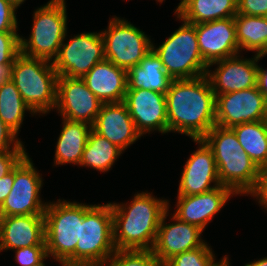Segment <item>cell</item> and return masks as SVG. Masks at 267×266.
<instances>
[{
	"mask_svg": "<svg viewBox=\"0 0 267 266\" xmlns=\"http://www.w3.org/2000/svg\"><path fill=\"white\" fill-rule=\"evenodd\" d=\"M44 223L47 255L62 266H75V247L83 224V203L61 199L47 202Z\"/></svg>",
	"mask_w": 267,
	"mask_h": 266,
	"instance_id": "cell-4",
	"label": "cell"
},
{
	"mask_svg": "<svg viewBox=\"0 0 267 266\" xmlns=\"http://www.w3.org/2000/svg\"><path fill=\"white\" fill-rule=\"evenodd\" d=\"M218 177L222 186L237 195L255 196L262 183L263 171L250 157L215 159Z\"/></svg>",
	"mask_w": 267,
	"mask_h": 266,
	"instance_id": "cell-21",
	"label": "cell"
},
{
	"mask_svg": "<svg viewBox=\"0 0 267 266\" xmlns=\"http://www.w3.org/2000/svg\"><path fill=\"white\" fill-rule=\"evenodd\" d=\"M216 96V125L232 128L243 123L267 120V97L258 87Z\"/></svg>",
	"mask_w": 267,
	"mask_h": 266,
	"instance_id": "cell-11",
	"label": "cell"
},
{
	"mask_svg": "<svg viewBox=\"0 0 267 266\" xmlns=\"http://www.w3.org/2000/svg\"><path fill=\"white\" fill-rule=\"evenodd\" d=\"M27 154L26 151L0 152V178L10 173Z\"/></svg>",
	"mask_w": 267,
	"mask_h": 266,
	"instance_id": "cell-38",
	"label": "cell"
},
{
	"mask_svg": "<svg viewBox=\"0 0 267 266\" xmlns=\"http://www.w3.org/2000/svg\"><path fill=\"white\" fill-rule=\"evenodd\" d=\"M25 111L33 113L23 101L15 83L10 79L0 87V118L18 135Z\"/></svg>",
	"mask_w": 267,
	"mask_h": 266,
	"instance_id": "cell-29",
	"label": "cell"
},
{
	"mask_svg": "<svg viewBox=\"0 0 267 266\" xmlns=\"http://www.w3.org/2000/svg\"><path fill=\"white\" fill-rule=\"evenodd\" d=\"M229 263L230 261L228 255L227 256L225 255L221 260L215 262L212 266H230Z\"/></svg>",
	"mask_w": 267,
	"mask_h": 266,
	"instance_id": "cell-44",
	"label": "cell"
},
{
	"mask_svg": "<svg viewBox=\"0 0 267 266\" xmlns=\"http://www.w3.org/2000/svg\"><path fill=\"white\" fill-rule=\"evenodd\" d=\"M199 145L184 165L178 196H191L221 185L212 149L203 139H193ZM214 184L211 186V184Z\"/></svg>",
	"mask_w": 267,
	"mask_h": 266,
	"instance_id": "cell-16",
	"label": "cell"
},
{
	"mask_svg": "<svg viewBox=\"0 0 267 266\" xmlns=\"http://www.w3.org/2000/svg\"><path fill=\"white\" fill-rule=\"evenodd\" d=\"M17 134L0 118V152L26 151Z\"/></svg>",
	"mask_w": 267,
	"mask_h": 266,
	"instance_id": "cell-35",
	"label": "cell"
},
{
	"mask_svg": "<svg viewBox=\"0 0 267 266\" xmlns=\"http://www.w3.org/2000/svg\"><path fill=\"white\" fill-rule=\"evenodd\" d=\"M156 1L162 3L164 0H156Z\"/></svg>",
	"mask_w": 267,
	"mask_h": 266,
	"instance_id": "cell-47",
	"label": "cell"
},
{
	"mask_svg": "<svg viewBox=\"0 0 267 266\" xmlns=\"http://www.w3.org/2000/svg\"><path fill=\"white\" fill-rule=\"evenodd\" d=\"M62 41L52 64L58 76L82 78L97 63L105 60L104 40L101 32H84Z\"/></svg>",
	"mask_w": 267,
	"mask_h": 266,
	"instance_id": "cell-9",
	"label": "cell"
},
{
	"mask_svg": "<svg viewBox=\"0 0 267 266\" xmlns=\"http://www.w3.org/2000/svg\"><path fill=\"white\" fill-rule=\"evenodd\" d=\"M182 22L161 45L155 47L152 42V50L173 80L206 75L208 69L199 50L195 25L184 20Z\"/></svg>",
	"mask_w": 267,
	"mask_h": 266,
	"instance_id": "cell-7",
	"label": "cell"
},
{
	"mask_svg": "<svg viewBox=\"0 0 267 266\" xmlns=\"http://www.w3.org/2000/svg\"><path fill=\"white\" fill-rule=\"evenodd\" d=\"M194 25L199 50L207 65L241 54L234 17Z\"/></svg>",
	"mask_w": 267,
	"mask_h": 266,
	"instance_id": "cell-17",
	"label": "cell"
},
{
	"mask_svg": "<svg viewBox=\"0 0 267 266\" xmlns=\"http://www.w3.org/2000/svg\"><path fill=\"white\" fill-rule=\"evenodd\" d=\"M232 195L236 194L230 188L220 185L201 194L177 196L176 210L173 215L181 221L204 230Z\"/></svg>",
	"mask_w": 267,
	"mask_h": 266,
	"instance_id": "cell-18",
	"label": "cell"
},
{
	"mask_svg": "<svg viewBox=\"0 0 267 266\" xmlns=\"http://www.w3.org/2000/svg\"><path fill=\"white\" fill-rule=\"evenodd\" d=\"M254 197L267 210V169L263 171L261 187Z\"/></svg>",
	"mask_w": 267,
	"mask_h": 266,
	"instance_id": "cell-40",
	"label": "cell"
},
{
	"mask_svg": "<svg viewBox=\"0 0 267 266\" xmlns=\"http://www.w3.org/2000/svg\"><path fill=\"white\" fill-rule=\"evenodd\" d=\"M104 266H163V264L152 250H116Z\"/></svg>",
	"mask_w": 267,
	"mask_h": 266,
	"instance_id": "cell-31",
	"label": "cell"
},
{
	"mask_svg": "<svg viewBox=\"0 0 267 266\" xmlns=\"http://www.w3.org/2000/svg\"><path fill=\"white\" fill-rule=\"evenodd\" d=\"M110 204L115 249L152 250L168 200L153 197L149 192H137L129 204Z\"/></svg>",
	"mask_w": 267,
	"mask_h": 266,
	"instance_id": "cell-2",
	"label": "cell"
},
{
	"mask_svg": "<svg viewBox=\"0 0 267 266\" xmlns=\"http://www.w3.org/2000/svg\"><path fill=\"white\" fill-rule=\"evenodd\" d=\"M11 66L12 65H0V87L11 79Z\"/></svg>",
	"mask_w": 267,
	"mask_h": 266,
	"instance_id": "cell-42",
	"label": "cell"
},
{
	"mask_svg": "<svg viewBox=\"0 0 267 266\" xmlns=\"http://www.w3.org/2000/svg\"><path fill=\"white\" fill-rule=\"evenodd\" d=\"M14 184V169L0 178V206L3 204Z\"/></svg>",
	"mask_w": 267,
	"mask_h": 266,
	"instance_id": "cell-39",
	"label": "cell"
},
{
	"mask_svg": "<svg viewBox=\"0 0 267 266\" xmlns=\"http://www.w3.org/2000/svg\"><path fill=\"white\" fill-rule=\"evenodd\" d=\"M65 0H50L34 11L29 39L20 37V53L53 62L67 36Z\"/></svg>",
	"mask_w": 267,
	"mask_h": 266,
	"instance_id": "cell-6",
	"label": "cell"
},
{
	"mask_svg": "<svg viewBox=\"0 0 267 266\" xmlns=\"http://www.w3.org/2000/svg\"><path fill=\"white\" fill-rule=\"evenodd\" d=\"M102 102L88 89L82 78L58 76L55 109L70 121L95 123Z\"/></svg>",
	"mask_w": 267,
	"mask_h": 266,
	"instance_id": "cell-12",
	"label": "cell"
},
{
	"mask_svg": "<svg viewBox=\"0 0 267 266\" xmlns=\"http://www.w3.org/2000/svg\"><path fill=\"white\" fill-rule=\"evenodd\" d=\"M245 266H267V257L246 263Z\"/></svg>",
	"mask_w": 267,
	"mask_h": 266,
	"instance_id": "cell-43",
	"label": "cell"
},
{
	"mask_svg": "<svg viewBox=\"0 0 267 266\" xmlns=\"http://www.w3.org/2000/svg\"><path fill=\"white\" fill-rule=\"evenodd\" d=\"M257 87L267 97V70L258 65Z\"/></svg>",
	"mask_w": 267,
	"mask_h": 266,
	"instance_id": "cell-41",
	"label": "cell"
},
{
	"mask_svg": "<svg viewBox=\"0 0 267 266\" xmlns=\"http://www.w3.org/2000/svg\"><path fill=\"white\" fill-rule=\"evenodd\" d=\"M127 80V89L154 90L163 94H166L173 81L153 50L138 65L127 71Z\"/></svg>",
	"mask_w": 267,
	"mask_h": 266,
	"instance_id": "cell-25",
	"label": "cell"
},
{
	"mask_svg": "<svg viewBox=\"0 0 267 266\" xmlns=\"http://www.w3.org/2000/svg\"><path fill=\"white\" fill-rule=\"evenodd\" d=\"M92 129L123 152L142 136L124 102L103 103Z\"/></svg>",
	"mask_w": 267,
	"mask_h": 266,
	"instance_id": "cell-19",
	"label": "cell"
},
{
	"mask_svg": "<svg viewBox=\"0 0 267 266\" xmlns=\"http://www.w3.org/2000/svg\"><path fill=\"white\" fill-rule=\"evenodd\" d=\"M14 251L15 260L21 266L39 264L47 256L46 246H27Z\"/></svg>",
	"mask_w": 267,
	"mask_h": 266,
	"instance_id": "cell-34",
	"label": "cell"
},
{
	"mask_svg": "<svg viewBox=\"0 0 267 266\" xmlns=\"http://www.w3.org/2000/svg\"><path fill=\"white\" fill-rule=\"evenodd\" d=\"M124 103L142 136L155 130L168 133L165 94L154 90L127 89Z\"/></svg>",
	"mask_w": 267,
	"mask_h": 266,
	"instance_id": "cell-14",
	"label": "cell"
},
{
	"mask_svg": "<svg viewBox=\"0 0 267 266\" xmlns=\"http://www.w3.org/2000/svg\"><path fill=\"white\" fill-rule=\"evenodd\" d=\"M168 209L164 212L157 233V238L152 249L154 255L164 265L172 257L201 247L206 242L202 240L203 230L199 227L179 220L176 216H172V224H167L165 220L169 214ZM173 219V220H172Z\"/></svg>",
	"mask_w": 267,
	"mask_h": 266,
	"instance_id": "cell-15",
	"label": "cell"
},
{
	"mask_svg": "<svg viewBox=\"0 0 267 266\" xmlns=\"http://www.w3.org/2000/svg\"><path fill=\"white\" fill-rule=\"evenodd\" d=\"M45 245L44 215L0 217V252Z\"/></svg>",
	"mask_w": 267,
	"mask_h": 266,
	"instance_id": "cell-20",
	"label": "cell"
},
{
	"mask_svg": "<svg viewBox=\"0 0 267 266\" xmlns=\"http://www.w3.org/2000/svg\"><path fill=\"white\" fill-rule=\"evenodd\" d=\"M234 23L240 52L254 51L255 55L266 56L267 17L236 14Z\"/></svg>",
	"mask_w": 267,
	"mask_h": 266,
	"instance_id": "cell-26",
	"label": "cell"
},
{
	"mask_svg": "<svg viewBox=\"0 0 267 266\" xmlns=\"http://www.w3.org/2000/svg\"><path fill=\"white\" fill-rule=\"evenodd\" d=\"M106 60L128 71L152 50V40L131 22L113 17L101 31Z\"/></svg>",
	"mask_w": 267,
	"mask_h": 266,
	"instance_id": "cell-8",
	"label": "cell"
},
{
	"mask_svg": "<svg viewBox=\"0 0 267 266\" xmlns=\"http://www.w3.org/2000/svg\"><path fill=\"white\" fill-rule=\"evenodd\" d=\"M211 246H203L180 253L169 259L163 266H212L216 261Z\"/></svg>",
	"mask_w": 267,
	"mask_h": 266,
	"instance_id": "cell-32",
	"label": "cell"
},
{
	"mask_svg": "<svg viewBox=\"0 0 267 266\" xmlns=\"http://www.w3.org/2000/svg\"><path fill=\"white\" fill-rule=\"evenodd\" d=\"M245 153L262 170L267 169V120L243 123L231 128Z\"/></svg>",
	"mask_w": 267,
	"mask_h": 266,
	"instance_id": "cell-27",
	"label": "cell"
},
{
	"mask_svg": "<svg viewBox=\"0 0 267 266\" xmlns=\"http://www.w3.org/2000/svg\"><path fill=\"white\" fill-rule=\"evenodd\" d=\"M82 80L102 103L124 102L128 88L127 71L111 61L105 59L97 63Z\"/></svg>",
	"mask_w": 267,
	"mask_h": 266,
	"instance_id": "cell-22",
	"label": "cell"
},
{
	"mask_svg": "<svg viewBox=\"0 0 267 266\" xmlns=\"http://www.w3.org/2000/svg\"><path fill=\"white\" fill-rule=\"evenodd\" d=\"M62 130L57 139L54 166L72 163L79 165L92 126L86 122L62 118Z\"/></svg>",
	"mask_w": 267,
	"mask_h": 266,
	"instance_id": "cell-23",
	"label": "cell"
},
{
	"mask_svg": "<svg viewBox=\"0 0 267 266\" xmlns=\"http://www.w3.org/2000/svg\"><path fill=\"white\" fill-rule=\"evenodd\" d=\"M238 0H181L175 9L177 19L200 24L237 14Z\"/></svg>",
	"mask_w": 267,
	"mask_h": 266,
	"instance_id": "cell-24",
	"label": "cell"
},
{
	"mask_svg": "<svg viewBox=\"0 0 267 266\" xmlns=\"http://www.w3.org/2000/svg\"><path fill=\"white\" fill-rule=\"evenodd\" d=\"M165 97L168 132L202 139L216 125V96L206 75L174 79Z\"/></svg>",
	"mask_w": 267,
	"mask_h": 266,
	"instance_id": "cell-1",
	"label": "cell"
},
{
	"mask_svg": "<svg viewBox=\"0 0 267 266\" xmlns=\"http://www.w3.org/2000/svg\"><path fill=\"white\" fill-rule=\"evenodd\" d=\"M202 139L212 149L214 159L249 157L231 128L215 125Z\"/></svg>",
	"mask_w": 267,
	"mask_h": 266,
	"instance_id": "cell-30",
	"label": "cell"
},
{
	"mask_svg": "<svg viewBox=\"0 0 267 266\" xmlns=\"http://www.w3.org/2000/svg\"><path fill=\"white\" fill-rule=\"evenodd\" d=\"M116 251L112 206L83 204V224L75 247V266H104Z\"/></svg>",
	"mask_w": 267,
	"mask_h": 266,
	"instance_id": "cell-5",
	"label": "cell"
},
{
	"mask_svg": "<svg viewBox=\"0 0 267 266\" xmlns=\"http://www.w3.org/2000/svg\"><path fill=\"white\" fill-rule=\"evenodd\" d=\"M7 2L11 3L16 9L23 4L24 1L26 0H6Z\"/></svg>",
	"mask_w": 267,
	"mask_h": 266,
	"instance_id": "cell-45",
	"label": "cell"
},
{
	"mask_svg": "<svg viewBox=\"0 0 267 266\" xmlns=\"http://www.w3.org/2000/svg\"><path fill=\"white\" fill-rule=\"evenodd\" d=\"M11 80L34 115L55 109L58 74L52 62L20 53L11 66Z\"/></svg>",
	"mask_w": 267,
	"mask_h": 266,
	"instance_id": "cell-3",
	"label": "cell"
},
{
	"mask_svg": "<svg viewBox=\"0 0 267 266\" xmlns=\"http://www.w3.org/2000/svg\"><path fill=\"white\" fill-rule=\"evenodd\" d=\"M237 14L267 17V0H238Z\"/></svg>",
	"mask_w": 267,
	"mask_h": 266,
	"instance_id": "cell-37",
	"label": "cell"
},
{
	"mask_svg": "<svg viewBox=\"0 0 267 266\" xmlns=\"http://www.w3.org/2000/svg\"><path fill=\"white\" fill-rule=\"evenodd\" d=\"M49 256L47 255L45 257V259H43L39 264H35V265H32V266H46L45 263H44V260H46Z\"/></svg>",
	"mask_w": 267,
	"mask_h": 266,
	"instance_id": "cell-46",
	"label": "cell"
},
{
	"mask_svg": "<svg viewBox=\"0 0 267 266\" xmlns=\"http://www.w3.org/2000/svg\"><path fill=\"white\" fill-rule=\"evenodd\" d=\"M122 152L120 148L92 129L79 165L91 167L100 172H107Z\"/></svg>",
	"mask_w": 267,
	"mask_h": 266,
	"instance_id": "cell-28",
	"label": "cell"
},
{
	"mask_svg": "<svg viewBox=\"0 0 267 266\" xmlns=\"http://www.w3.org/2000/svg\"><path fill=\"white\" fill-rule=\"evenodd\" d=\"M36 170L28 154L14 168V184L0 206V217L44 215L47 202L40 198L43 180Z\"/></svg>",
	"mask_w": 267,
	"mask_h": 266,
	"instance_id": "cell-10",
	"label": "cell"
},
{
	"mask_svg": "<svg viewBox=\"0 0 267 266\" xmlns=\"http://www.w3.org/2000/svg\"><path fill=\"white\" fill-rule=\"evenodd\" d=\"M16 8L6 0H0V32H17Z\"/></svg>",
	"mask_w": 267,
	"mask_h": 266,
	"instance_id": "cell-36",
	"label": "cell"
},
{
	"mask_svg": "<svg viewBox=\"0 0 267 266\" xmlns=\"http://www.w3.org/2000/svg\"><path fill=\"white\" fill-rule=\"evenodd\" d=\"M241 54L225 58L208 65L206 76L215 95L241 91L257 86L258 60L265 55H254L253 58L240 57ZM211 71L209 68L216 65Z\"/></svg>",
	"mask_w": 267,
	"mask_h": 266,
	"instance_id": "cell-13",
	"label": "cell"
},
{
	"mask_svg": "<svg viewBox=\"0 0 267 266\" xmlns=\"http://www.w3.org/2000/svg\"><path fill=\"white\" fill-rule=\"evenodd\" d=\"M20 35L17 32H0V65H12L20 54Z\"/></svg>",
	"mask_w": 267,
	"mask_h": 266,
	"instance_id": "cell-33",
	"label": "cell"
}]
</instances>
